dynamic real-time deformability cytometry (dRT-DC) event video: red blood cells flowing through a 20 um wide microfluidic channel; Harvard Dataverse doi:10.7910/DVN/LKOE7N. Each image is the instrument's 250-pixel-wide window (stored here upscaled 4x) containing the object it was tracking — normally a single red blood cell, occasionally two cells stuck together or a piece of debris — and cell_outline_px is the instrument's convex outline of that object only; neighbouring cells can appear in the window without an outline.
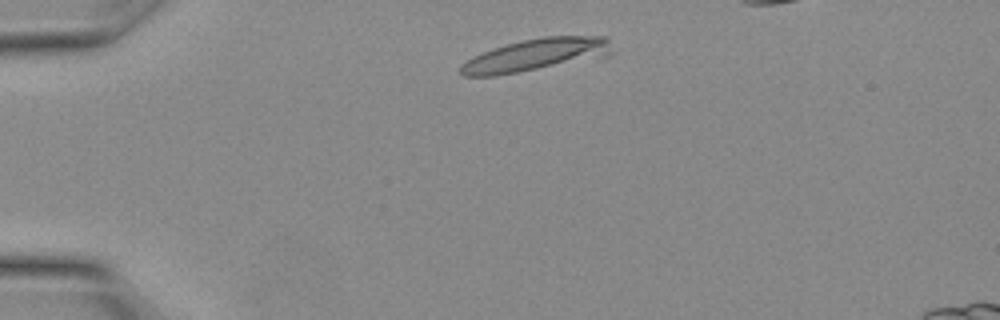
{"species": "Egyptian fruit bat (a non-hibernating species)", "species_latin": "Rousettus aegyptiacus", "temperature_condition": "warm", "stored_images_in_passage": 3, "camera_frame_rate_fps": 3000, "um_per_image_px": 0.085, "animal": {"sex": "female"}, "frame": {"image": 1, "passage_image": 1, "time_ms": 0.0, "image_size_px": [1000, 320], "cell_outline_px": [[612, 52], [608, 56], [496, 76], [464, 76], [460, 72], [460, 64], [472, 56], [492, 48], [540, 36], [604, 36], [608, 40]], "centroid_in_image_um": [45.51, 4.66], "position_along_channel_um": 39.5, "area_um2": 28.32}}